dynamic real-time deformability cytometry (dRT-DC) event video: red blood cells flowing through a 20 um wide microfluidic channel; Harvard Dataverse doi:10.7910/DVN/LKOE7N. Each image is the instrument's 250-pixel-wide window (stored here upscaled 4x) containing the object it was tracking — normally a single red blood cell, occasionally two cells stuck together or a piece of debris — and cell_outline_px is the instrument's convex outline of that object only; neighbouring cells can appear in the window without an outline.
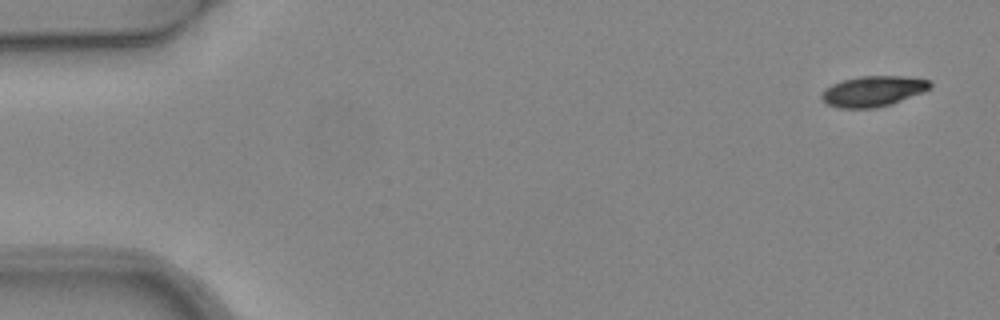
{"species": "common noctule bat (a hibernating species)", "species_latin": "Nyctalus noctula", "temperature_condition": "warm", "stored_images_in_passage": 5, "segment_of_instrument_passage": [1, 2], "camera_frame_rate_fps": 3000, "um_per_image_px": 0.085, "animal": {"sex": "female", "body_mass_g": 24.6, "forearm_length_mm": 56.2}, "frame": {"image": 1, "passage_image": 1, "time_ms": 0.0, "image_size_px": [1000, 320], "cell_outline_px": [[932, 88], [924, 92], [892, 104], [876, 108], [840, 108], [828, 104], [820, 100], [820, 96], [824, 88], [832, 84], [844, 80], [860, 76], [904, 76], [928, 80], [932, 84]], "centroid_in_image_um": [74.21, 7.76], "position_along_channel_um": 10.8, "area_um2": 19.48}}
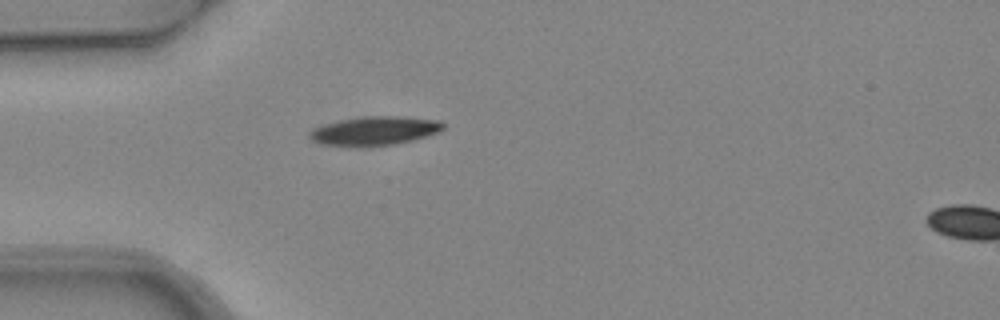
{"frame": {"image": 2, "passage_image": 4, "time_ms": 1.0, "image_size_px": [1000, 320], "cell_outline_px": [[444, 128], [440, 132], [412, 140], [396, 144], [320, 144], [312, 140], [308, 136], [308, 132], [324, 124], [340, 120], [360, 116], [404, 116], [440, 120], [444, 124]], "centroid_in_image_um": [31.9, 11.07], "position_along_channel_um": 53.1, "area_um2": 21.91}}